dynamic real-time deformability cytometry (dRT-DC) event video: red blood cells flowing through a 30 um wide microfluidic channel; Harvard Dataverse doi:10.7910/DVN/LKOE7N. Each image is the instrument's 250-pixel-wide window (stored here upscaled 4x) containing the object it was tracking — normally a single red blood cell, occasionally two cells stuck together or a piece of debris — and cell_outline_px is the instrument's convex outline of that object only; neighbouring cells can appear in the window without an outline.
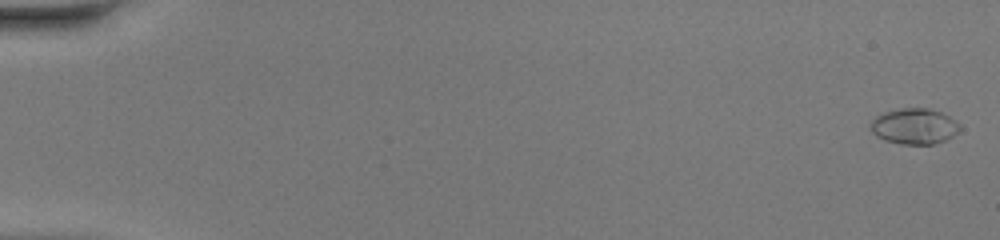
{"species": "common noctule bat (a hibernating species)", "species_latin": "Nyctalus noctula", "temperature_condition": "warm", "stored_images_in_passage": 48, "camera_frame_rate_fps": 3000, "um_per_image_px": 0.085, "animal": {"sex": "female", "body_mass_g": 20.0, "forearm_length_mm": 54.0}, "frame": {"image": 1, "passage_image": 1, "time_ms": 0.0, "image_size_px": [1000, 240], "cell_outline_px": [[960, 132], [944, 140], [932, 144], [900, 144], [884, 140], [876, 136], [872, 132], [868, 124], [876, 116], [884, 112], [900, 108], [928, 108], [940, 112], [956, 120], [960, 124]], "centroid_in_image_um": [77.7, 10.73], "position_along_channel_um": 7.3, "area_um2": 18.73}}
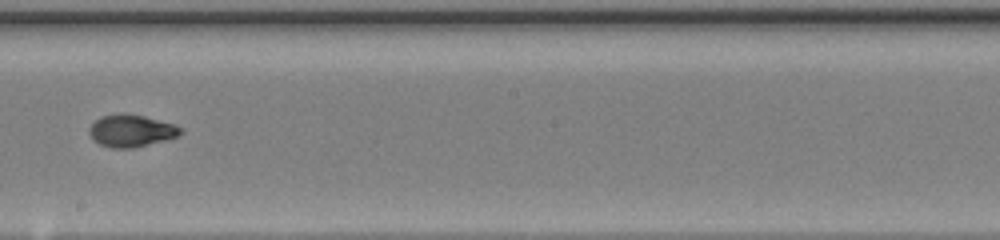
{"frame": {"image": 2, "passage_image": 29, "time_ms": 9.333, "image_size_px": [1000, 240], "cell_outline_px": [[184, 132], [180, 136], [132, 148], [112, 148], [100, 144], [92, 140], [88, 132], [88, 128], [100, 116], [144, 116], [176, 124], [184, 128]], "centroid_in_image_um": [11.2, 11.15], "position_along_channel_um": 237.0, "area_um2": 16.82}}
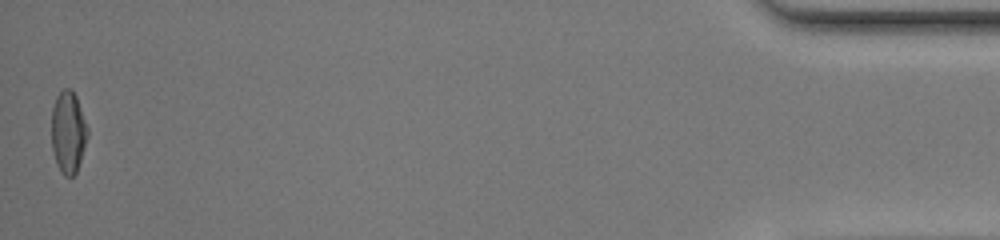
{"frame": {"image": 3, "passage_image": 48, "time_ms": 15.667, "image_size_px": [1000, 240], "cell_outline_px": [[88, 136], [76, 172], [72, 176], [64, 176], [60, 172], [56, 164], [52, 148], [52, 108], [56, 96], [64, 88], [72, 88], [76, 96], [88, 128]], "centroid_in_image_um": [5.79, 11.22], "position_along_channel_um": 429.4, "area_um2": 17.22}, "authors_computed_cell_mechanics": {"area_um2": 16.9643, "velocity_mm_per_s": 4.3943, "shape_relaxation_time_tau1_ms": null, "shape_relaxation_time_tau2_ms": 0.9964, "deformation_change_tau1": null, "deformation_change_tau2": 0.0527}}